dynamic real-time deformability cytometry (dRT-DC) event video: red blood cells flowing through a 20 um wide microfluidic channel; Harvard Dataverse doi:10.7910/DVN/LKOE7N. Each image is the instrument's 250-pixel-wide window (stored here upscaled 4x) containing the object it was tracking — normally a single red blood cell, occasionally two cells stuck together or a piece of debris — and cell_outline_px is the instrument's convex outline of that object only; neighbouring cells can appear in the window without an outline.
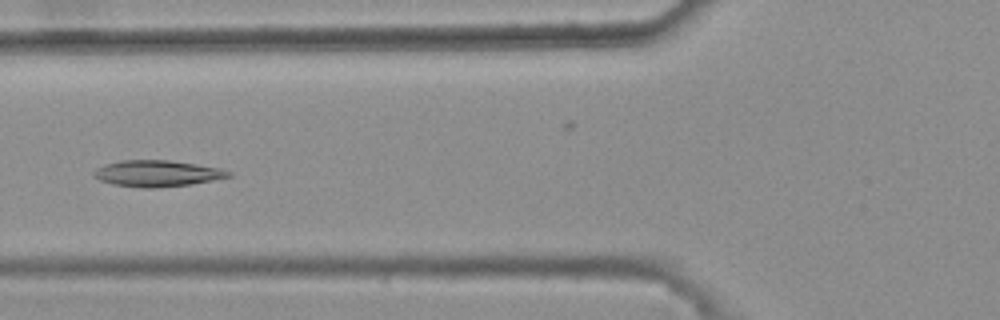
{"species": "common noctule bat (a hibernating species)", "species_latin": "Nyctalus noctula", "temperature_condition": "warm", "stored_images_in_passage": 46, "camera_frame_rate_fps": 3000, "um_per_image_px": 0.085, "animal": {"sex": "female", "body_mass_g": 25.1}, "frame": {"image": 1, "passage_image": 20, "time_ms": 6.333, "image_size_px": [1000, 320], "cell_outline_px": [[232, 176], [192, 184], [156, 188], [144, 188], [112, 184], [100, 180], [92, 176], [92, 172], [96, 168], [104, 164], [120, 160], [168, 160], [196, 164], [220, 168], [232, 172]], "centroid_in_image_um": [13.33, 14.74], "position_along_channel_um": 112.5, "area_um2": 20.75}}
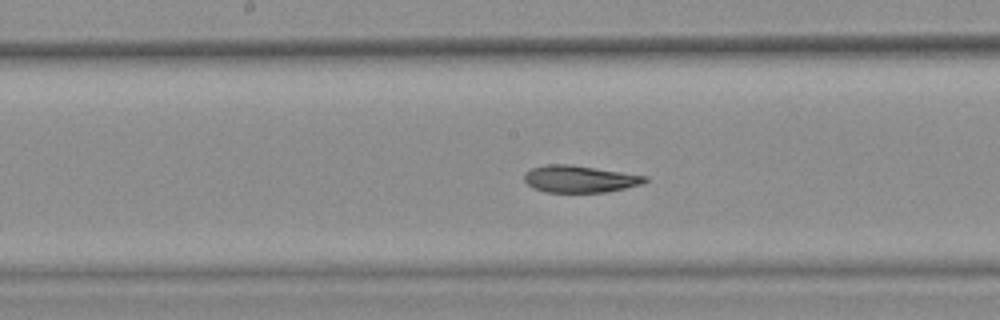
{"frame": {"image": 2, "passage_image": 27, "time_ms": 8.667, "image_size_px": [1000, 320], "cell_outline_px": [[648, 180], [644, 184], [608, 192], [544, 192], [532, 188], [524, 180], [524, 176], [532, 168], [548, 164], [568, 164], [648, 176]], "centroid_in_image_um": [49.3, 15.22], "position_along_channel_um": 198.9, "area_um2": 18.96}}
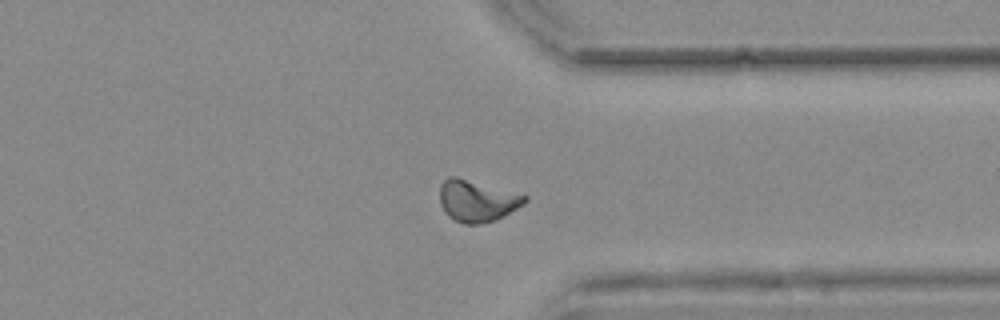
{"frame": {"image": 3, "passage_image": 41, "time_ms": 13.333, "image_size_px": [1000, 320], "cell_outline_px": [[528, 200], [524, 204], [496, 220], [480, 224], [464, 224], [448, 216], [444, 212], [440, 204], [440, 184], [448, 176], [456, 176], [528, 196]], "centroid_in_image_um": [40.53, 17.07], "position_along_channel_um": 370.9, "area_um2": 20.58}, "authors_computed_cell_mechanics": {"area_um2": 19.9988, "velocity_mm_per_s": 3.7153, "shape_relaxation_time_tau1_ms": null, "shape_relaxation_time_tau2_ms": 4.233, "deformation_change_tau1": null, "deformation_change_tau2": 0.0863}}